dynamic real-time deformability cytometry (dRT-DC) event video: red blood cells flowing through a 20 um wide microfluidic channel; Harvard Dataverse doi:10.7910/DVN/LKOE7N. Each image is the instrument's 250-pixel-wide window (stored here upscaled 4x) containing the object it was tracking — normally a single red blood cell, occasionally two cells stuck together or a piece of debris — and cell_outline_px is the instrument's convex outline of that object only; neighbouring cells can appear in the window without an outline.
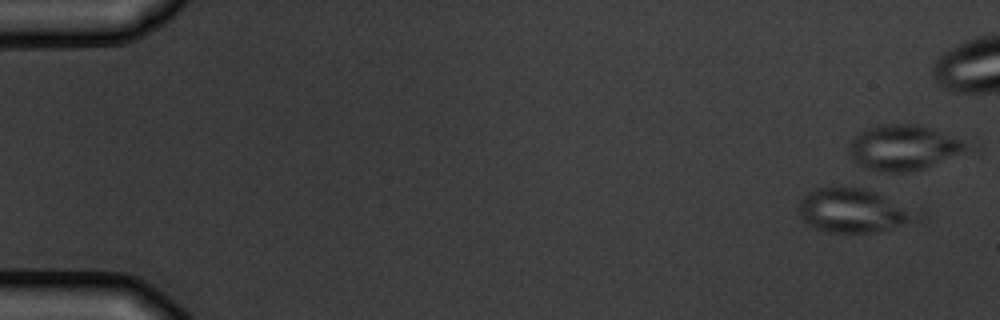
{"species": "common noctule bat (a hibernating species)", "species_latin": "Nyctalus noctula", "temperature_condition": "warm", "stored_images_in_passage": 6, "camera_frame_rate_fps": 3000, "um_per_image_px": 0.085, "animal": {"sex": "male", "body_mass_g": 19.5, "forearm_length_mm": 54.6}, "frame": {"image": 1, "passage_image": 1, "time_ms": 0.0, "image_size_px": [1000, 320], "cell_outline_px": [[928, 216], [924, 224], [872, 232], [828, 232], [816, 228], [804, 220], [800, 216], [800, 200], [808, 192], [816, 188], [868, 188], [920, 208], [928, 212]], "centroid_in_image_um": [72.9, 17.92], "position_along_channel_um": 12.1, "area_um2": 31.96}}